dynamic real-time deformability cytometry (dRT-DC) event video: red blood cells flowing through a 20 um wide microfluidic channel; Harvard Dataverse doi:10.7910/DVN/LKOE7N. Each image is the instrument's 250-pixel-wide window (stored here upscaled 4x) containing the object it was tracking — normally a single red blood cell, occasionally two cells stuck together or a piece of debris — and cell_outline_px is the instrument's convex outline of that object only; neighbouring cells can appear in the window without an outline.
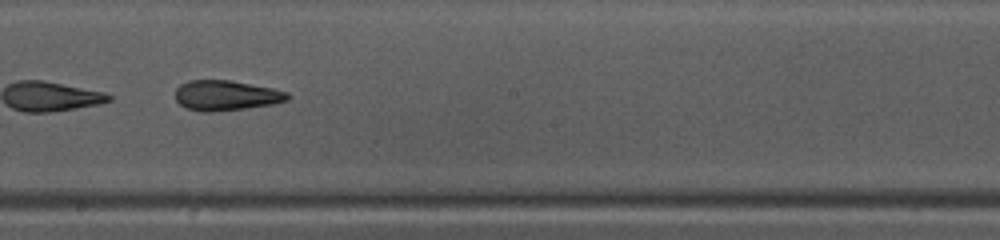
{"species": "common noctule bat (a hibernating species)", "species_latin": "Nyctalus noctula", "temperature_condition": "warm", "stored_images_in_passage": 48, "camera_frame_rate_fps": 3000, "um_per_image_px": 0.085, "animal": {"sex": "female", "body_mass_g": 10.0, "forearm_length_mm": 53.1}, "frame": {"image": 1, "passage_image": 28, "time_ms": 9.0, "image_size_px": [1000, 240], "cell_outline_px": [[288, 100], [272, 104], [248, 108], [212, 112], [200, 112], [188, 108], [180, 104], [176, 100], [176, 88], [180, 84], [188, 80], [232, 80], [272, 88], [288, 92]], "centroid_in_image_um": [19.2, 8.11], "position_along_channel_um": 229.0, "area_um2": 19.77}, "authors_computed_cell_mechanics": {"area_um2": 29.1023, "velocity_mm_per_s": 4.1445, "shape_relaxation_time_tau1_ms": 4.8567, "shape_relaxation_time_tau2_ms": 3.2887, "deformation_change_tau1": 0.1754, "deformation_change_tau2": 0.1094}}